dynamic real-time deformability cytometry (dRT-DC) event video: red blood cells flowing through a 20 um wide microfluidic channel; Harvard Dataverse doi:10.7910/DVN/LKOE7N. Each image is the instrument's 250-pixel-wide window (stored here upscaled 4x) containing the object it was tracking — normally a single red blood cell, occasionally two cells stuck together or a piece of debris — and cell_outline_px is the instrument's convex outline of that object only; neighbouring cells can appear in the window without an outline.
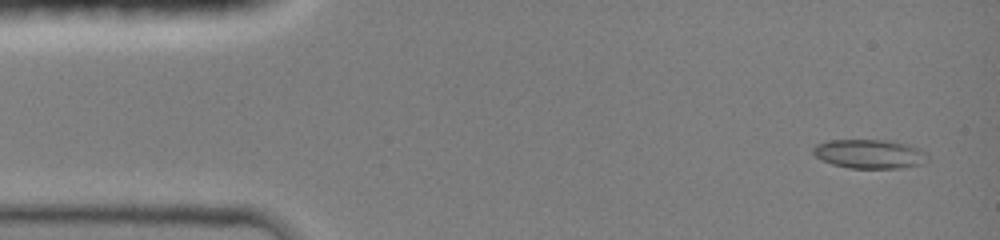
{"species": "common noctule bat (a hibernating species)", "species_latin": "Nyctalus noctula", "temperature_condition": "room temperature", "stored_images_in_passage": 20, "camera_frame_rate_fps": 3000, "um_per_image_px": 0.085, "animal": {"sex": "female", "body_mass_g": 19.0, "forearm_length_mm": 51.5}, "frame": {"image": 1, "passage_image": 3, "time_ms": 0.667, "image_size_px": [1000, 240], "cell_outline_px": [[916, 164], [896, 168], [852, 168], [832, 164], [816, 156], [812, 152], [812, 148], [816, 144], [832, 140], [892, 140], [916, 148]], "centroid_in_image_um": [73.63, 13.06], "position_along_channel_um": 11.4, "area_um2": 18.03}}
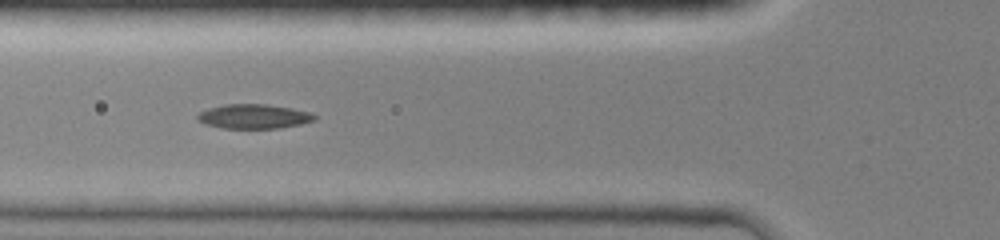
{"frame": {"image": 2, "passage_image": 15, "time_ms": 5.333, "image_size_px": [1000, 240], "cell_outline_px": [[316, 120], [300, 124], [276, 128], [224, 128], [204, 124], [196, 120], [196, 116], [200, 112], [208, 108], [224, 104], [264, 104], [292, 108], [308, 112], [316, 116]], "centroid_in_image_um": [21.52, 9.89], "position_along_channel_um": 104.3, "area_um2": 16.59}}
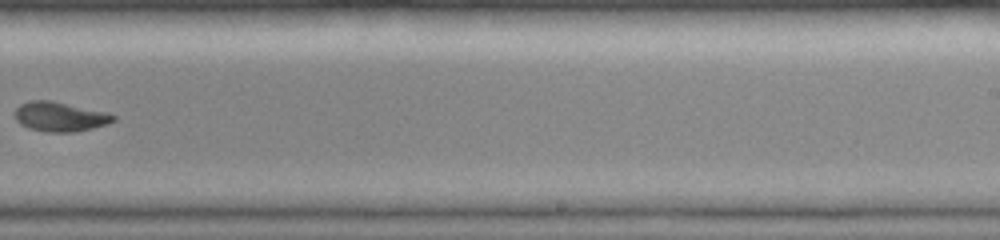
{"frame": {"image": 3, "passage_image": 20, "time_ms": 9.667, "image_size_px": [1000, 240], "cell_outline_px": [[116, 120], [108, 124], [92, 128], [72, 132], [48, 132], [28, 128], [20, 124], [16, 120], [16, 108], [20, 104], [28, 100], [52, 100], [108, 112], [116, 116]], "centroid_in_image_um": [5.12, 9.9], "position_along_channel_um": 283.9, "area_um2": 17.11}}